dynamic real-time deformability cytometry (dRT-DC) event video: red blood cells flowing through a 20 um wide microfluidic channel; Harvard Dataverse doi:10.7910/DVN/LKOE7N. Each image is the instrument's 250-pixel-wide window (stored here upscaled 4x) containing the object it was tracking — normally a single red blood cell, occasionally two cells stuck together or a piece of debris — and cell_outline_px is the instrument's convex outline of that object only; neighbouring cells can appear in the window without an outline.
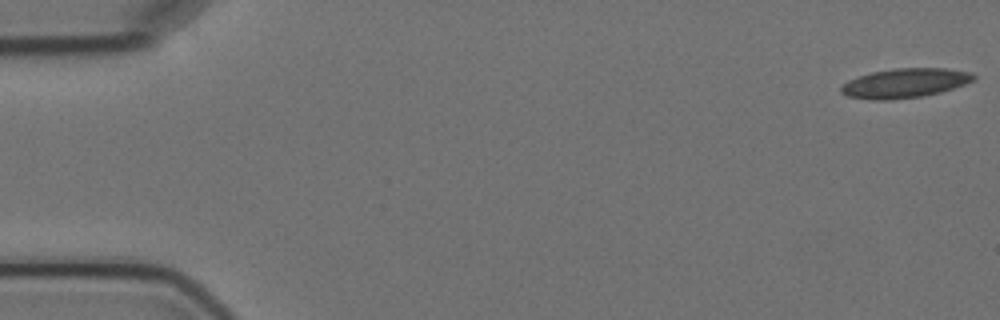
{"species": "Egyptian fruit bat (a non-hibernating species)", "species_latin": "Rousettus aegyptiacus", "temperature_condition": "cold", "stored_images_in_passage": 3, "camera_frame_rate_fps": 3000, "um_per_image_px": 0.085, "animal": {"sex": "female"}, "frame": {"image": 1, "passage_image": 1, "time_ms": 0.0, "image_size_px": [1000, 320], "cell_outline_px": [[976, 80], [940, 92], [924, 96], [888, 100], [872, 100], [848, 96], [840, 92], [840, 88], [848, 80], [872, 72], [896, 68], [944, 68], [972, 72], [976, 76]], "centroid_in_image_um": [76.93, 7.06], "position_along_channel_um": 8.1, "area_um2": 22.66}}